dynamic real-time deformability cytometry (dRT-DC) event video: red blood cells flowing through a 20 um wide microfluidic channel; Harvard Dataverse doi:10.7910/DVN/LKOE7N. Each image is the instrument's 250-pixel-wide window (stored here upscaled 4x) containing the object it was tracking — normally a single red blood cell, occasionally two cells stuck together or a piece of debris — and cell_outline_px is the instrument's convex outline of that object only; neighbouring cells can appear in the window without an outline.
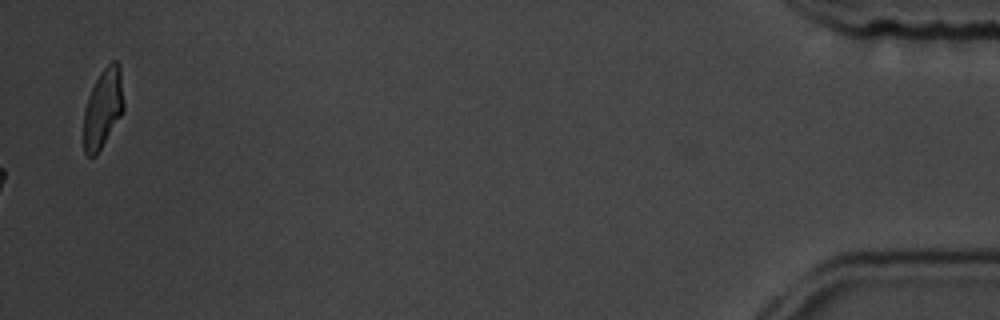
{"species": "common noctule bat (a hibernating species)", "species_latin": "Nyctalus noctula", "temperature_condition": "room temperature", "stored_images_in_passage": 54, "camera_frame_rate_fps": 3000, "um_per_image_px": 0.085, "animal": {"sex": "male", "body_mass_g": 19.5, "forearm_length_mm": 54.6}, "frame": {"image": 1, "passage_image": 54, "time_ms": 17.667, "image_size_px": [1000, 320], "cell_outline_px": [[124, 112], [96, 156], [88, 156], [84, 152], [84, 108], [88, 96], [100, 72], [112, 60], [116, 60], [120, 68], [124, 104]], "centroid_in_image_um": [8.76, 9.21], "position_along_channel_um": 426.4, "area_um2": 18.55}, "authors_computed_cell_mechanics": {"area_um2": 16.8198, "velocity_mm_per_s": 3.8021, "shape_relaxation_time_tau1_ms": 5.8579, "shape_relaxation_time_tau2_ms": null, "deformation_change_tau1": 0.1761, "deformation_change_tau2": null}}